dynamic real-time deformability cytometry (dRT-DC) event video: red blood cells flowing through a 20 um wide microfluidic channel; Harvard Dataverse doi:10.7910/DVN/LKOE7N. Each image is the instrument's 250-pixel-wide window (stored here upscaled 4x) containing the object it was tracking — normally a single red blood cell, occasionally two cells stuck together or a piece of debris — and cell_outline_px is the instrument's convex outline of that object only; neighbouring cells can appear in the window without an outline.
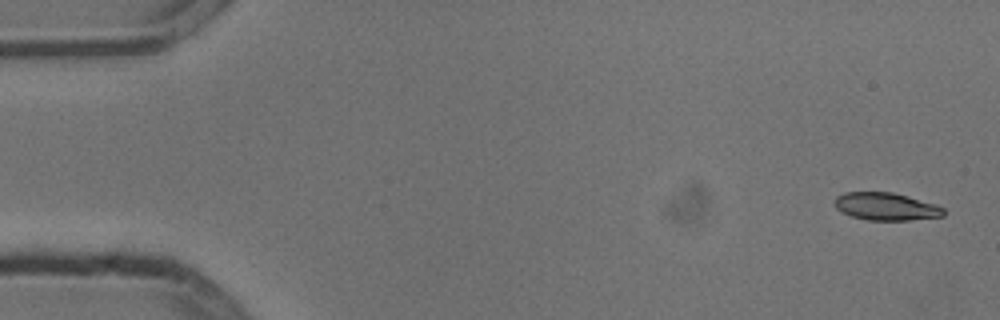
{"species": "common noctule bat (a hibernating species)", "species_latin": "Nyctalus noctula", "temperature_condition": "cold", "stored_images_in_passage": 5, "camera_frame_rate_fps": 3000, "um_per_image_px": 0.085, "animal": {"sex": "male", "body_mass_g": 13.3}, "frame": {"image": 1, "passage_image": 1, "time_ms": 0.0, "image_size_px": [1000, 320], "cell_outline_px": [[944, 216], [908, 220], [868, 220], [852, 216], [840, 212], [836, 208], [836, 196], [844, 192], [892, 192], [908, 196], [936, 204], [944, 208]], "centroid_in_image_um": [75.31, 17.55], "position_along_channel_um": 9.7, "area_um2": 17.51}}
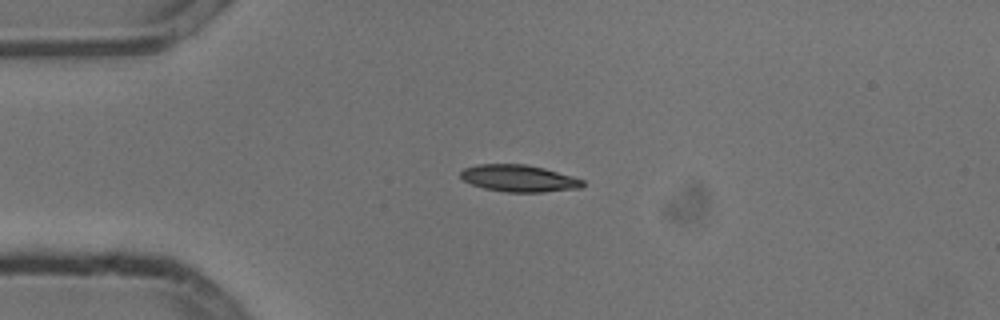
{"frame": {"image": 2, "passage_image": 4, "time_ms": 1.0, "image_size_px": [1000, 320], "cell_outline_px": [[584, 184], [580, 188], [544, 192], [504, 192], [484, 188], [472, 184], [464, 180], [460, 176], [460, 172], [464, 168], [476, 164], [524, 164], [544, 168], [572, 176], [584, 180]], "centroid_in_image_um": [44.1, 15.16], "position_along_channel_um": 40.9, "area_um2": 19.13}}